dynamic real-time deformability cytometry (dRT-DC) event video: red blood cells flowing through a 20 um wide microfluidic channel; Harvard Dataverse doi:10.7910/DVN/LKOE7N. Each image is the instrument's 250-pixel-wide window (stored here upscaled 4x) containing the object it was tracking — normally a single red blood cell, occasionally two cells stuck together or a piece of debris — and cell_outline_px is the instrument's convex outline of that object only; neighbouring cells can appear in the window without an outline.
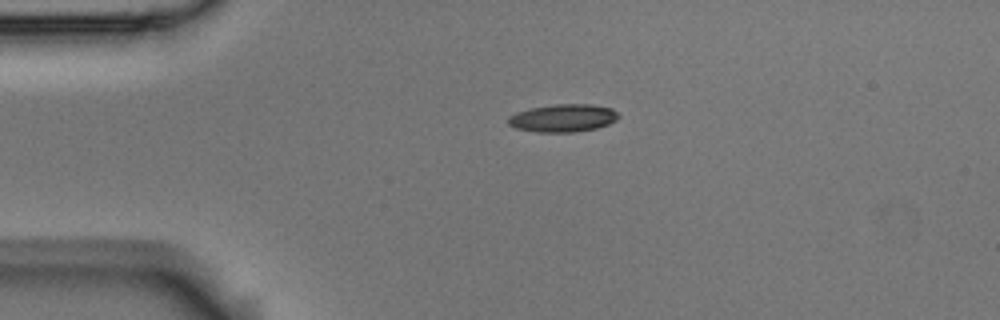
{"species": "Egyptian fruit bat (a non-hibernating species)", "species_latin": "Rousettus aegyptiacus", "temperature_condition": "room temperature", "stored_images_in_passage": 2, "camera_frame_rate_fps": 3000, "um_per_image_px": 0.085, "animal": {"sex": "male"}, "frame": {"image": 1, "passage_image": 1, "time_ms": 0.0, "image_size_px": [1000, 320], "cell_outline_px": [[620, 116], [616, 120], [608, 124], [596, 128], [576, 132], [536, 132], [516, 128], [508, 124], [508, 116], [516, 112], [532, 108], [556, 104], [592, 104], [612, 108]], "centroid_in_image_um": [47.86, 10.03], "position_along_channel_um": 37.1, "area_um2": 17.86}}